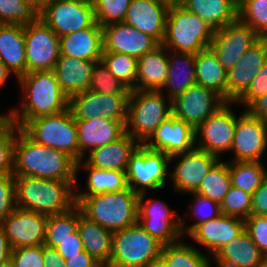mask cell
I'll return each instance as SVG.
<instances>
[{"label":"cell","instance_id":"34","mask_svg":"<svg viewBox=\"0 0 267 267\" xmlns=\"http://www.w3.org/2000/svg\"><path fill=\"white\" fill-rule=\"evenodd\" d=\"M195 81L227 102V71L210 47L195 54Z\"/></svg>","mask_w":267,"mask_h":267},{"label":"cell","instance_id":"42","mask_svg":"<svg viewBox=\"0 0 267 267\" xmlns=\"http://www.w3.org/2000/svg\"><path fill=\"white\" fill-rule=\"evenodd\" d=\"M238 19L267 38V0H238Z\"/></svg>","mask_w":267,"mask_h":267},{"label":"cell","instance_id":"15","mask_svg":"<svg viewBox=\"0 0 267 267\" xmlns=\"http://www.w3.org/2000/svg\"><path fill=\"white\" fill-rule=\"evenodd\" d=\"M260 38L249 25L237 19L214 31L210 48L217 55L221 65L228 71Z\"/></svg>","mask_w":267,"mask_h":267},{"label":"cell","instance_id":"3","mask_svg":"<svg viewBox=\"0 0 267 267\" xmlns=\"http://www.w3.org/2000/svg\"><path fill=\"white\" fill-rule=\"evenodd\" d=\"M17 80L23 91V101L21 109L11 108L7 113L13 120H31L68 108L69 98L61 91L54 71H33Z\"/></svg>","mask_w":267,"mask_h":267},{"label":"cell","instance_id":"48","mask_svg":"<svg viewBox=\"0 0 267 267\" xmlns=\"http://www.w3.org/2000/svg\"><path fill=\"white\" fill-rule=\"evenodd\" d=\"M194 196L193 203H190L189 213L191 212L197 222L186 225L185 219L182 218V234L188 235L198 224L217 218L221 214L220 205L204 196L192 193ZM187 233V234H186Z\"/></svg>","mask_w":267,"mask_h":267},{"label":"cell","instance_id":"40","mask_svg":"<svg viewBox=\"0 0 267 267\" xmlns=\"http://www.w3.org/2000/svg\"><path fill=\"white\" fill-rule=\"evenodd\" d=\"M101 61L130 91L135 90L137 58L127 54L103 51Z\"/></svg>","mask_w":267,"mask_h":267},{"label":"cell","instance_id":"57","mask_svg":"<svg viewBox=\"0 0 267 267\" xmlns=\"http://www.w3.org/2000/svg\"><path fill=\"white\" fill-rule=\"evenodd\" d=\"M246 110L267 126V94L257 98Z\"/></svg>","mask_w":267,"mask_h":267},{"label":"cell","instance_id":"14","mask_svg":"<svg viewBox=\"0 0 267 267\" xmlns=\"http://www.w3.org/2000/svg\"><path fill=\"white\" fill-rule=\"evenodd\" d=\"M177 157L181 159L176 162L172 172L169 170V180L173 181V188L176 192L188 193L189 195L198 190L203 178L220 160L215 155L196 146L185 153L171 156L170 165Z\"/></svg>","mask_w":267,"mask_h":267},{"label":"cell","instance_id":"6","mask_svg":"<svg viewBox=\"0 0 267 267\" xmlns=\"http://www.w3.org/2000/svg\"><path fill=\"white\" fill-rule=\"evenodd\" d=\"M172 115V101L160 90H132L128 98L126 133L144 144Z\"/></svg>","mask_w":267,"mask_h":267},{"label":"cell","instance_id":"22","mask_svg":"<svg viewBox=\"0 0 267 267\" xmlns=\"http://www.w3.org/2000/svg\"><path fill=\"white\" fill-rule=\"evenodd\" d=\"M245 230V220L225 214L198 224L188 236L204 247L212 257L231 239Z\"/></svg>","mask_w":267,"mask_h":267},{"label":"cell","instance_id":"18","mask_svg":"<svg viewBox=\"0 0 267 267\" xmlns=\"http://www.w3.org/2000/svg\"><path fill=\"white\" fill-rule=\"evenodd\" d=\"M47 217L16 207L1 223L11 249L44 245Z\"/></svg>","mask_w":267,"mask_h":267},{"label":"cell","instance_id":"25","mask_svg":"<svg viewBox=\"0 0 267 267\" xmlns=\"http://www.w3.org/2000/svg\"><path fill=\"white\" fill-rule=\"evenodd\" d=\"M99 61H87L66 55H60L54 72L61 91L70 98L85 92L91 84L92 70Z\"/></svg>","mask_w":267,"mask_h":267},{"label":"cell","instance_id":"38","mask_svg":"<svg viewBox=\"0 0 267 267\" xmlns=\"http://www.w3.org/2000/svg\"><path fill=\"white\" fill-rule=\"evenodd\" d=\"M231 187L228 161L220 159L203 178L195 193L220 205Z\"/></svg>","mask_w":267,"mask_h":267},{"label":"cell","instance_id":"33","mask_svg":"<svg viewBox=\"0 0 267 267\" xmlns=\"http://www.w3.org/2000/svg\"><path fill=\"white\" fill-rule=\"evenodd\" d=\"M168 75L160 89L171 101L188 87L196 85L195 54L169 51Z\"/></svg>","mask_w":267,"mask_h":267},{"label":"cell","instance_id":"31","mask_svg":"<svg viewBox=\"0 0 267 267\" xmlns=\"http://www.w3.org/2000/svg\"><path fill=\"white\" fill-rule=\"evenodd\" d=\"M167 49L159 44L138 58L135 90H160L168 75Z\"/></svg>","mask_w":267,"mask_h":267},{"label":"cell","instance_id":"27","mask_svg":"<svg viewBox=\"0 0 267 267\" xmlns=\"http://www.w3.org/2000/svg\"><path fill=\"white\" fill-rule=\"evenodd\" d=\"M263 258L257 244L244 230L221 247L211 259H214L217 267H257Z\"/></svg>","mask_w":267,"mask_h":267},{"label":"cell","instance_id":"10","mask_svg":"<svg viewBox=\"0 0 267 267\" xmlns=\"http://www.w3.org/2000/svg\"><path fill=\"white\" fill-rule=\"evenodd\" d=\"M146 193L138 195V223L163 245L176 244L183 237L182 216L160 199H146ZM146 199V201H145ZM170 208V209H169ZM175 217V218H174Z\"/></svg>","mask_w":267,"mask_h":267},{"label":"cell","instance_id":"9","mask_svg":"<svg viewBox=\"0 0 267 267\" xmlns=\"http://www.w3.org/2000/svg\"><path fill=\"white\" fill-rule=\"evenodd\" d=\"M170 157L160 150L139 144L129 156L126 169L127 185L135 193H147L165 187Z\"/></svg>","mask_w":267,"mask_h":267},{"label":"cell","instance_id":"21","mask_svg":"<svg viewBox=\"0 0 267 267\" xmlns=\"http://www.w3.org/2000/svg\"><path fill=\"white\" fill-rule=\"evenodd\" d=\"M102 30L106 52L127 54L138 59L159 45L150 35L125 22L107 25Z\"/></svg>","mask_w":267,"mask_h":267},{"label":"cell","instance_id":"37","mask_svg":"<svg viewBox=\"0 0 267 267\" xmlns=\"http://www.w3.org/2000/svg\"><path fill=\"white\" fill-rule=\"evenodd\" d=\"M231 184L244 192L253 194L267 177V169L262 162L228 161Z\"/></svg>","mask_w":267,"mask_h":267},{"label":"cell","instance_id":"50","mask_svg":"<svg viewBox=\"0 0 267 267\" xmlns=\"http://www.w3.org/2000/svg\"><path fill=\"white\" fill-rule=\"evenodd\" d=\"M267 94V59L247 90L234 102L245 105V110L259 97Z\"/></svg>","mask_w":267,"mask_h":267},{"label":"cell","instance_id":"5","mask_svg":"<svg viewBox=\"0 0 267 267\" xmlns=\"http://www.w3.org/2000/svg\"><path fill=\"white\" fill-rule=\"evenodd\" d=\"M214 31L203 19L172 1L161 44L168 51L196 54L210 47Z\"/></svg>","mask_w":267,"mask_h":267},{"label":"cell","instance_id":"60","mask_svg":"<svg viewBox=\"0 0 267 267\" xmlns=\"http://www.w3.org/2000/svg\"><path fill=\"white\" fill-rule=\"evenodd\" d=\"M11 74V71L3 64L2 60L0 59V87L5 84Z\"/></svg>","mask_w":267,"mask_h":267},{"label":"cell","instance_id":"36","mask_svg":"<svg viewBox=\"0 0 267 267\" xmlns=\"http://www.w3.org/2000/svg\"><path fill=\"white\" fill-rule=\"evenodd\" d=\"M211 261L210 255L201 253L191 243L180 241L164 245L153 267H212Z\"/></svg>","mask_w":267,"mask_h":267},{"label":"cell","instance_id":"1","mask_svg":"<svg viewBox=\"0 0 267 267\" xmlns=\"http://www.w3.org/2000/svg\"><path fill=\"white\" fill-rule=\"evenodd\" d=\"M13 175L49 180H77L76 161L68 154L38 144L21 129L14 143Z\"/></svg>","mask_w":267,"mask_h":267},{"label":"cell","instance_id":"41","mask_svg":"<svg viewBox=\"0 0 267 267\" xmlns=\"http://www.w3.org/2000/svg\"><path fill=\"white\" fill-rule=\"evenodd\" d=\"M19 129L8 114L0 115V176L13 174L14 143Z\"/></svg>","mask_w":267,"mask_h":267},{"label":"cell","instance_id":"46","mask_svg":"<svg viewBox=\"0 0 267 267\" xmlns=\"http://www.w3.org/2000/svg\"><path fill=\"white\" fill-rule=\"evenodd\" d=\"M102 94H130V90L99 61L92 70L89 89Z\"/></svg>","mask_w":267,"mask_h":267},{"label":"cell","instance_id":"45","mask_svg":"<svg viewBox=\"0 0 267 267\" xmlns=\"http://www.w3.org/2000/svg\"><path fill=\"white\" fill-rule=\"evenodd\" d=\"M129 94H102L97 92L98 117L127 123Z\"/></svg>","mask_w":267,"mask_h":267},{"label":"cell","instance_id":"8","mask_svg":"<svg viewBox=\"0 0 267 267\" xmlns=\"http://www.w3.org/2000/svg\"><path fill=\"white\" fill-rule=\"evenodd\" d=\"M163 246L137 222L112 234L111 258L107 267H153Z\"/></svg>","mask_w":267,"mask_h":267},{"label":"cell","instance_id":"24","mask_svg":"<svg viewBox=\"0 0 267 267\" xmlns=\"http://www.w3.org/2000/svg\"><path fill=\"white\" fill-rule=\"evenodd\" d=\"M79 161L83 160L88 151L114 142L126 133L123 121L109 120L103 117L89 120H76Z\"/></svg>","mask_w":267,"mask_h":267},{"label":"cell","instance_id":"29","mask_svg":"<svg viewBox=\"0 0 267 267\" xmlns=\"http://www.w3.org/2000/svg\"><path fill=\"white\" fill-rule=\"evenodd\" d=\"M138 145L131 135L125 133L118 140L93 149L84 160L95 168L126 171L129 156Z\"/></svg>","mask_w":267,"mask_h":267},{"label":"cell","instance_id":"49","mask_svg":"<svg viewBox=\"0 0 267 267\" xmlns=\"http://www.w3.org/2000/svg\"><path fill=\"white\" fill-rule=\"evenodd\" d=\"M68 107L75 120L98 118L97 92L87 90L72 95Z\"/></svg>","mask_w":267,"mask_h":267},{"label":"cell","instance_id":"32","mask_svg":"<svg viewBox=\"0 0 267 267\" xmlns=\"http://www.w3.org/2000/svg\"><path fill=\"white\" fill-rule=\"evenodd\" d=\"M187 11L196 14L214 30L238 19V0H177Z\"/></svg>","mask_w":267,"mask_h":267},{"label":"cell","instance_id":"23","mask_svg":"<svg viewBox=\"0 0 267 267\" xmlns=\"http://www.w3.org/2000/svg\"><path fill=\"white\" fill-rule=\"evenodd\" d=\"M144 144L164 152L169 157L185 153L195 147V129L184 120L171 115Z\"/></svg>","mask_w":267,"mask_h":267},{"label":"cell","instance_id":"17","mask_svg":"<svg viewBox=\"0 0 267 267\" xmlns=\"http://www.w3.org/2000/svg\"><path fill=\"white\" fill-rule=\"evenodd\" d=\"M266 147L267 126L244 109L237 117L233 144L230 149L231 152H234L231 161L262 162Z\"/></svg>","mask_w":267,"mask_h":267},{"label":"cell","instance_id":"13","mask_svg":"<svg viewBox=\"0 0 267 267\" xmlns=\"http://www.w3.org/2000/svg\"><path fill=\"white\" fill-rule=\"evenodd\" d=\"M232 105L226 102L195 129V146L219 159L233 144L237 116Z\"/></svg>","mask_w":267,"mask_h":267},{"label":"cell","instance_id":"4","mask_svg":"<svg viewBox=\"0 0 267 267\" xmlns=\"http://www.w3.org/2000/svg\"><path fill=\"white\" fill-rule=\"evenodd\" d=\"M75 197L86 217L112 233L138 222V194L130 187L123 191Z\"/></svg>","mask_w":267,"mask_h":267},{"label":"cell","instance_id":"19","mask_svg":"<svg viewBox=\"0 0 267 267\" xmlns=\"http://www.w3.org/2000/svg\"><path fill=\"white\" fill-rule=\"evenodd\" d=\"M172 0H131L124 22L163 42Z\"/></svg>","mask_w":267,"mask_h":267},{"label":"cell","instance_id":"20","mask_svg":"<svg viewBox=\"0 0 267 267\" xmlns=\"http://www.w3.org/2000/svg\"><path fill=\"white\" fill-rule=\"evenodd\" d=\"M267 59V38H260L227 71V102H235L248 88Z\"/></svg>","mask_w":267,"mask_h":267},{"label":"cell","instance_id":"51","mask_svg":"<svg viewBox=\"0 0 267 267\" xmlns=\"http://www.w3.org/2000/svg\"><path fill=\"white\" fill-rule=\"evenodd\" d=\"M16 208L15 179L13 174L0 176V224Z\"/></svg>","mask_w":267,"mask_h":267},{"label":"cell","instance_id":"59","mask_svg":"<svg viewBox=\"0 0 267 267\" xmlns=\"http://www.w3.org/2000/svg\"><path fill=\"white\" fill-rule=\"evenodd\" d=\"M11 250L5 231L0 224V265L11 258Z\"/></svg>","mask_w":267,"mask_h":267},{"label":"cell","instance_id":"44","mask_svg":"<svg viewBox=\"0 0 267 267\" xmlns=\"http://www.w3.org/2000/svg\"><path fill=\"white\" fill-rule=\"evenodd\" d=\"M96 22L101 27L124 22L131 0H91Z\"/></svg>","mask_w":267,"mask_h":267},{"label":"cell","instance_id":"56","mask_svg":"<svg viewBox=\"0 0 267 267\" xmlns=\"http://www.w3.org/2000/svg\"><path fill=\"white\" fill-rule=\"evenodd\" d=\"M66 267H102L92 256L85 250L74 256H66Z\"/></svg>","mask_w":267,"mask_h":267},{"label":"cell","instance_id":"53","mask_svg":"<svg viewBox=\"0 0 267 267\" xmlns=\"http://www.w3.org/2000/svg\"><path fill=\"white\" fill-rule=\"evenodd\" d=\"M11 259L16 267H43V245L12 249Z\"/></svg>","mask_w":267,"mask_h":267},{"label":"cell","instance_id":"61","mask_svg":"<svg viewBox=\"0 0 267 267\" xmlns=\"http://www.w3.org/2000/svg\"><path fill=\"white\" fill-rule=\"evenodd\" d=\"M24 1L31 4L37 11L40 12L52 0H24Z\"/></svg>","mask_w":267,"mask_h":267},{"label":"cell","instance_id":"28","mask_svg":"<svg viewBox=\"0 0 267 267\" xmlns=\"http://www.w3.org/2000/svg\"><path fill=\"white\" fill-rule=\"evenodd\" d=\"M0 59L16 79L26 74L24 25L0 24Z\"/></svg>","mask_w":267,"mask_h":267},{"label":"cell","instance_id":"7","mask_svg":"<svg viewBox=\"0 0 267 267\" xmlns=\"http://www.w3.org/2000/svg\"><path fill=\"white\" fill-rule=\"evenodd\" d=\"M34 142L61 150L79 162L76 120L69 107L31 120H13Z\"/></svg>","mask_w":267,"mask_h":267},{"label":"cell","instance_id":"16","mask_svg":"<svg viewBox=\"0 0 267 267\" xmlns=\"http://www.w3.org/2000/svg\"><path fill=\"white\" fill-rule=\"evenodd\" d=\"M225 103L213 90L196 84L172 100V115L196 129Z\"/></svg>","mask_w":267,"mask_h":267},{"label":"cell","instance_id":"54","mask_svg":"<svg viewBox=\"0 0 267 267\" xmlns=\"http://www.w3.org/2000/svg\"><path fill=\"white\" fill-rule=\"evenodd\" d=\"M55 249L64 260H66V256L78 255V253L83 251V241L78 230L72 233L71 237L61 241L60 244L55 247Z\"/></svg>","mask_w":267,"mask_h":267},{"label":"cell","instance_id":"39","mask_svg":"<svg viewBox=\"0 0 267 267\" xmlns=\"http://www.w3.org/2000/svg\"><path fill=\"white\" fill-rule=\"evenodd\" d=\"M78 205L67 212L49 215L46 222L44 246L55 248L77 230Z\"/></svg>","mask_w":267,"mask_h":267},{"label":"cell","instance_id":"26","mask_svg":"<svg viewBox=\"0 0 267 267\" xmlns=\"http://www.w3.org/2000/svg\"><path fill=\"white\" fill-rule=\"evenodd\" d=\"M60 55L87 61H101L104 51L103 30L97 22L71 34L59 37Z\"/></svg>","mask_w":267,"mask_h":267},{"label":"cell","instance_id":"63","mask_svg":"<svg viewBox=\"0 0 267 267\" xmlns=\"http://www.w3.org/2000/svg\"><path fill=\"white\" fill-rule=\"evenodd\" d=\"M257 267H267V256H264L261 263Z\"/></svg>","mask_w":267,"mask_h":267},{"label":"cell","instance_id":"58","mask_svg":"<svg viewBox=\"0 0 267 267\" xmlns=\"http://www.w3.org/2000/svg\"><path fill=\"white\" fill-rule=\"evenodd\" d=\"M43 267H66L65 260L59 255L55 248L43 245Z\"/></svg>","mask_w":267,"mask_h":267},{"label":"cell","instance_id":"11","mask_svg":"<svg viewBox=\"0 0 267 267\" xmlns=\"http://www.w3.org/2000/svg\"><path fill=\"white\" fill-rule=\"evenodd\" d=\"M58 37L90 28L96 23L91 0H52L39 13Z\"/></svg>","mask_w":267,"mask_h":267},{"label":"cell","instance_id":"47","mask_svg":"<svg viewBox=\"0 0 267 267\" xmlns=\"http://www.w3.org/2000/svg\"><path fill=\"white\" fill-rule=\"evenodd\" d=\"M221 214L246 220L251 215L252 194L232 186L220 204Z\"/></svg>","mask_w":267,"mask_h":267},{"label":"cell","instance_id":"30","mask_svg":"<svg viewBox=\"0 0 267 267\" xmlns=\"http://www.w3.org/2000/svg\"><path fill=\"white\" fill-rule=\"evenodd\" d=\"M77 230L84 250L102 267H107L111 258L113 233L86 217L79 206Z\"/></svg>","mask_w":267,"mask_h":267},{"label":"cell","instance_id":"2","mask_svg":"<svg viewBox=\"0 0 267 267\" xmlns=\"http://www.w3.org/2000/svg\"><path fill=\"white\" fill-rule=\"evenodd\" d=\"M16 207L55 215L69 211L77 205V180H49L30 176H14Z\"/></svg>","mask_w":267,"mask_h":267},{"label":"cell","instance_id":"43","mask_svg":"<svg viewBox=\"0 0 267 267\" xmlns=\"http://www.w3.org/2000/svg\"><path fill=\"white\" fill-rule=\"evenodd\" d=\"M39 13L24 0H0V24L27 25L35 22Z\"/></svg>","mask_w":267,"mask_h":267},{"label":"cell","instance_id":"55","mask_svg":"<svg viewBox=\"0 0 267 267\" xmlns=\"http://www.w3.org/2000/svg\"><path fill=\"white\" fill-rule=\"evenodd\" d=\"M251 214L267 216V177L252 194Z\"/></svg>","mask_w":267,"mask_h":267},{"label":"cell","instance_id":"12","mask_svg":"<svg viewBox=\"0 0 267 267\" xmlns=\"http://www.w3.org/2000/svg\"><path fill=\"white\" fill-rule=\"evenodd\" d=\"M26 73L53 71L60 57L57 34L40 18L24 25Z\"/></svg>","mask_w":267,"mask_h":267},{"label":"cell","instance_id":"35","mask_svg":"<svg viewBox=\"0 0 267 267\" xmlns=\"http://www.w3.org/2000/svg\"><path fill=\"white\" fill-rule=\"evenodd\" d=\"M80 170L88 173L86 191L77 192L75 196H92L104 192L123 191L128 188L126 171L104 170L90 166L84 159L76 162V176Z\"/></svg>","mask_w":267,"mask_h":267},{"label":"cell","instance_id":"62","mask_svg":"<svg viewBox=\"0 0 267 267\" xmlns=\"http://www.w3.org/2000/svg\"><path fill=\"white\" fill-rule=\"evenodd\" d=\"M0 267H16L13 260L10 258L7 262L0 265Z\"/></svg>","mask_w":267,"mask_h":267},{"label":"cell","instance_id":"52","mask_svg":"<svg viewBox=\"0 0 267 267\" xmlns=\"http://www.w3.org/2000/svg\"><path fill=\"white\" fill-rule=\"evenodd\" d=\"M245 230L257 244L261 253L267 256V216L251 214L245 220Z\"/></svg>","mask_w":267,"mask_h":267}]
</instances>
